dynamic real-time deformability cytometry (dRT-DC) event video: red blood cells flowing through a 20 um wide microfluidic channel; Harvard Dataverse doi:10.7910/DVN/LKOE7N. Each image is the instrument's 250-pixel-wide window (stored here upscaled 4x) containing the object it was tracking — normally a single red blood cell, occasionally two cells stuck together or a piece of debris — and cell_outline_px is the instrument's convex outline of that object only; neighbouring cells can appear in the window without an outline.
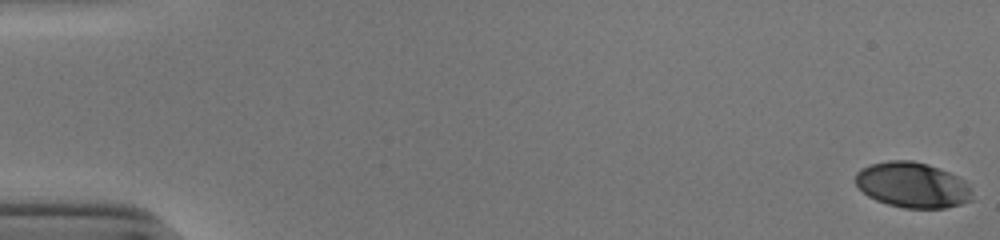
{"species": "human", "species_latin": "Homo sapiens", "temperature_condition": "cold", "stored_images_in_passage": 53, "camera_frame_rate_fps": 3000, "um_per_image_px": 0.085, "donor": {"sex": "male"}, "frame": {"image": 1, "passage_image": 1, "time_ms": 0.0, "image_size_px": [1000, 240], "cell_outline_px": [[972, 200], [960, 204], [944, 208], [904, 208], [888, 204], [876, 200], [868, 196], [856, 184], [856, 172], [860, 168], [872, 164], [888, 160], [912, 160], [928, 164], [948, 172], [964, 180], [968, 188]], "centroid_in_image_um": [77.52, 15.72], "position_along_channel_um": 7.5, "area_um2": 30.63}}
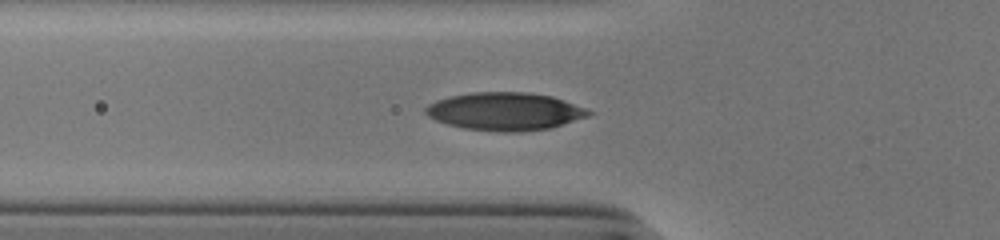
{"frame": {"image": 2, "passage_image": 20, "time_ms": 6.333, "image_size_px": [1000, 240], "cell_outline_px": [[592, 112], [588, 116], [552, 128], [516, 132], [504, 132], [464, 128], [448, 124], [436, 120], [428, 116], [424, 112], [424, 108], [428, 104], [436, 100], [448, 96], [472, 92], [528, 92], [552, 96], [588, 108]], "centroid_in_image_um": [42.92, 9.46], "position_along_channel_um": 82.9, "area_um2": 36.13}}
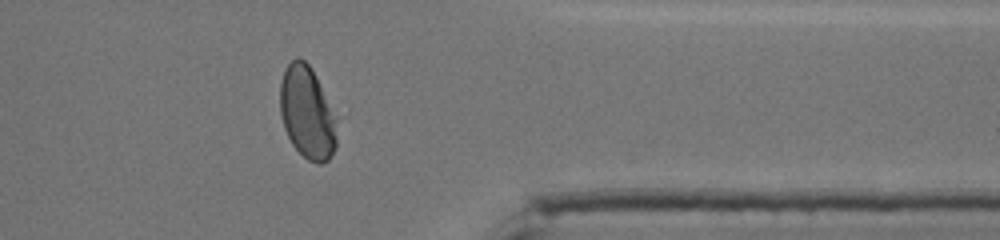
{"frame": {"image": 3, "passage_image": 44, "time_ms": 14.333, "image_size_px": [1000, 240], "cell_outline_px": [[340, 116], [336, 148], [328, 160], [320, 164], [316, 164], [308, 160], [292, 144], [284, 128], [280, 112], [280, 84], [284, 72], [288, 64], [296, 56], [300, 56], [312, 68]], "centroid_in_image_um": [26.19, 9.57], "position_along_channel_um": 385.2, "area_um2": 31.79}, "authors_computed_cell_mechanics": {"area_um2": 33.2928, "velocity_mm_per_s": 3.9026, "shape_relaxation_time_tau1_ms": 3.6021, "shape_relaxation_time_tau2_ms": null, "deformation_change_tau1": 0.1618, "deformation_change_tau2": null}}